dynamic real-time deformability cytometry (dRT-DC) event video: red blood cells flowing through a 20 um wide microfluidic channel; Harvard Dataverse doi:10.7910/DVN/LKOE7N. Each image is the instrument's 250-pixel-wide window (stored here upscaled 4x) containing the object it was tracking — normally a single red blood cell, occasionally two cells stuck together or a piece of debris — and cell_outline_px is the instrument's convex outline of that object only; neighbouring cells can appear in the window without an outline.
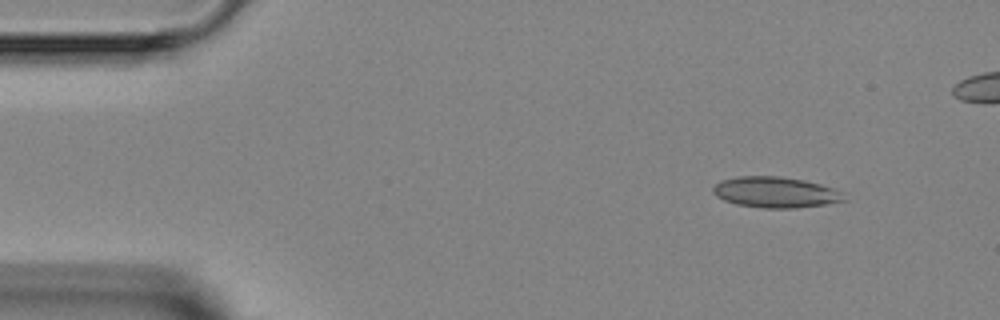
{"species": "Egyptian fruit bat (a non-hibernating species)", "species_latin": "Rousettus aegyptiacus", "temperature_condition": "room temperature", "stored_images_in_passage": 5, "camera_frame_rate_fps": 3000, "um_per_image_px": 0.085, "animal": {"sex": "female"}, "frame": {"image": 1, "passage_image": 2, "time_ms": 1.333, "image_size_px": [1000, 320], "cell_outline_px": [[848, 200], [824, 204], [796, 208], [764, 208], [736, 204], [724, 200], [716, 196], [712, 192], [712, 188], [720, 180], [736, 176], [780, 176], [804, 180], [820, 184], [844, 192]], "centroid_in_image_um": [65.92, 16.34], "position_along_channel_um": 19.1, "area_um2": 23.7}}